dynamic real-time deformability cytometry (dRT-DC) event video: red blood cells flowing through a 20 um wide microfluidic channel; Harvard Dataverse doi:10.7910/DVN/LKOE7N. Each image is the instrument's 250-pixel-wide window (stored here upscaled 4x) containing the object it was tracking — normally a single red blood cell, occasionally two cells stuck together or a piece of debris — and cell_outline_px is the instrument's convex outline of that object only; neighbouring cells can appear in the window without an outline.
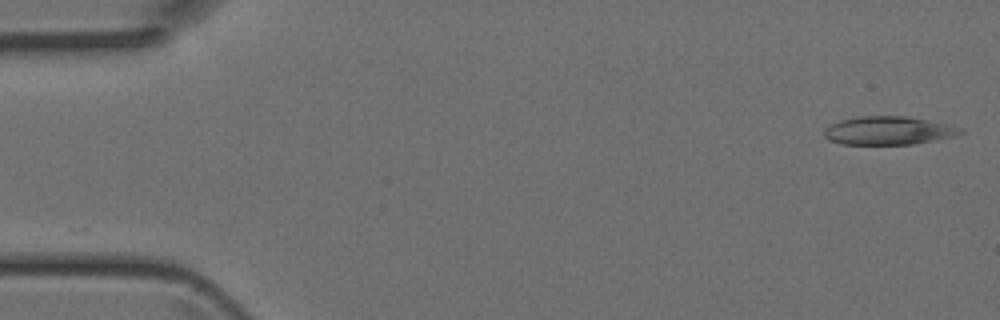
{"species": "Egyptian fruit bat (a non-hibernating species)", "species_latin": "Rousettus aegyptiacus", "temperature_condition": "room temperature", "stored_images_in_passage": 5, "camera_frame_rate_fps": 3000, "um_per_image_px": 0.085, "animal": {"sex": "female"}, "frame": {"image": 1, "passage_image": 1, "time_ms": 0.0, "image_size_px": [1000, 320], "cell_outline_px": [[964, 132], [952, 136], [912, 144], [840, 144], [828, 140], [824, 136], [824, 132], [832, 124], [840, 120], [860, 116], [904, 116], [964, 128]], "centroid_in_image_um": [75.47, 11.1], "position_along_channel_um": 9.5, "area_um2": 22.02}}
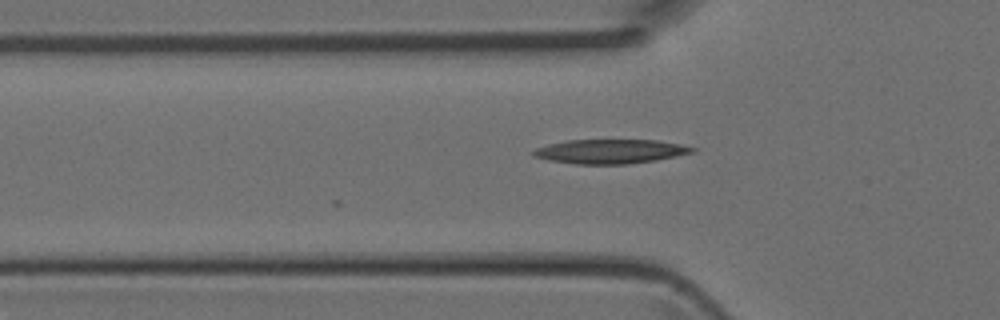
{"frame": {"image": 2, "passage_image": 5, "time_ms": 1.333, "image_size_px": [1000, 320], "cell_outline_px": [[696, 152], [656, 160], [628, 164], [576, 164], [548, 160], [532, 156], [532, 152], [536, 148], [548, 144], [568, 140], [656, 140], [680, 144], [696, 148]], "centroid_in_image_um": [51.87, 12.87], "position_along_channel_um": 73.9, "area_um2": 22.48}}